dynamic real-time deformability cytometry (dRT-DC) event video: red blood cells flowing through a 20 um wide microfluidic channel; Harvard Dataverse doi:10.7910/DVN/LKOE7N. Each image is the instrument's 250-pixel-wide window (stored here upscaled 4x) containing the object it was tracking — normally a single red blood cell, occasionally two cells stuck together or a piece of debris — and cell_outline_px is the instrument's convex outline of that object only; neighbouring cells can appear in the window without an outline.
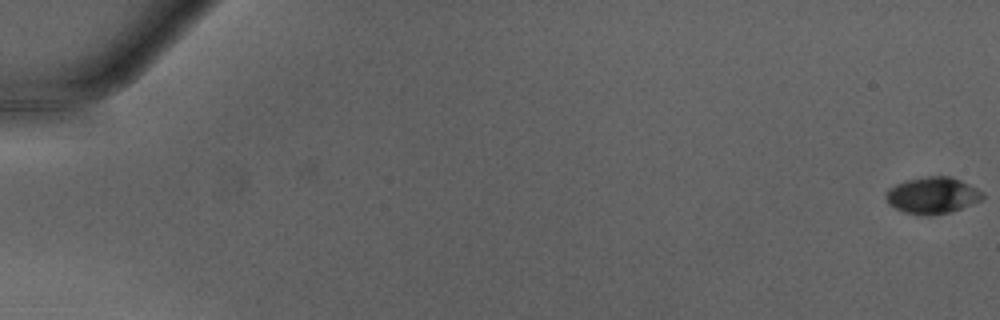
{"species": "Egyptian fruit bat (a non-hibernating species)", "species_latin": "Rousettus aegyptiacus", "temperature_condition": "warm", "stored_images_in_passage": 50, "camera_frame_rate_fps": 3000, "um_per_image_px": 0.085, "animal": {"sex": "male"}, "frame": {"image": 1, "passage_image": 1, "time_ms": 0.0, "image_size_px": [1000, 320], "cell_outline_px": [[984, 196], [980, 200], [960, 208], [948, 212], [904, 212], [888, 204], [888, 188], [896, 184], [908, 180], [928, 176], [948, 176], [960, 180], [984, 192]], "centroid_in_image_um": [79.28, 16.55], "position_along_channel_um": 5.7, "area_um2": 19.48}}
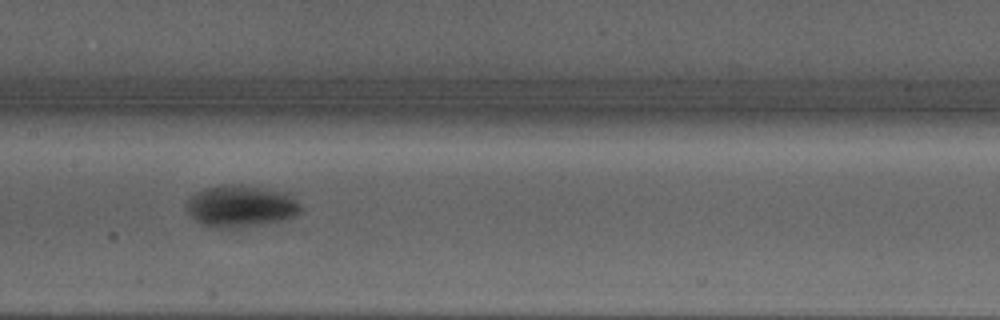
{"frame": {"image": 2, "passage_image": 27, "time_ms": 8.667, "image_size_px": [1000, 320], "cell_outline_px": [[304, 208], [300, 212], [288, 220], [240, 228], [212, 228], [196, 220], [188, 212], [188, 200], [196, 192], [204, 188], [220, 184], [240, 184], [288, 192]], "centroid_in_image_um": [20.53, 17.52], "position_along_channel_um": 186.9, "area_um2": 28.26}}
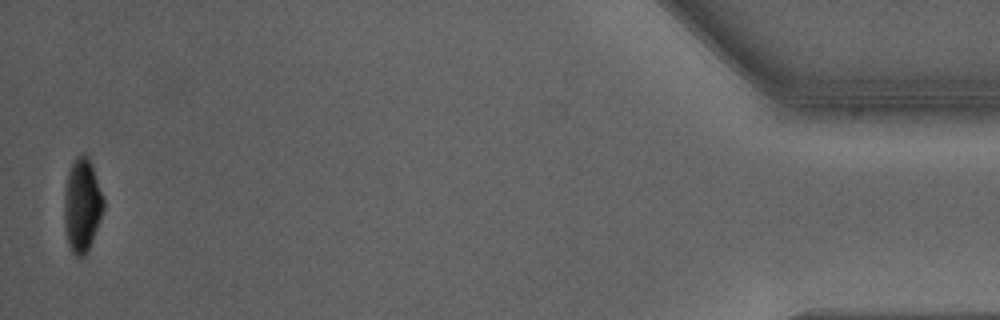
{"frame": {"image": 3, "passage_image": 50, "time_ms": 16.333, "image_size_px": [1000, 320], "cell_outline_px": [[104, 212], [92, 240], [84, 256], [76, 256], [72, 252], [64, 228], [64, 192], [68, 172], [76, 156], [84, 152], [88, 156], [92, 164], [104, 196]], "centroid_in_image_um": [6.99, 17.4], "position_along_channel_um": 428.2, "area_um2": 21.62}, "authors_computed_cell_mechanics": {"area_um2": 23.6113, "velocity_mm_per_s": 4.2786, "shape_relaxation_time_tau1_ms": 2.8627, "shape_relaxation_time_tau2_ms": null, "deformation_change_tau1": 0.1268, "deformation_change_tau2": null}}